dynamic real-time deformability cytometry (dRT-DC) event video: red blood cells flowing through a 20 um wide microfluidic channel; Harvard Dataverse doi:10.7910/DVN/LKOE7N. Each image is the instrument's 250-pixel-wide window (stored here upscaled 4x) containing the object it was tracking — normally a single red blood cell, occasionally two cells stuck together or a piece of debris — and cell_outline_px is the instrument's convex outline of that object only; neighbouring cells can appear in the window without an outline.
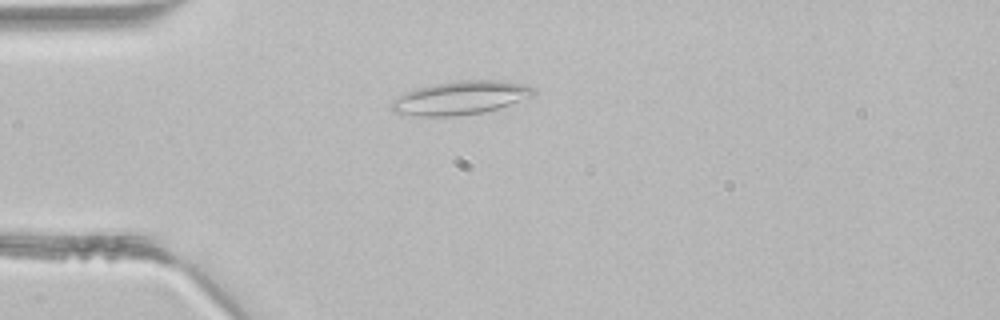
{"species": "common noctule bat (a hibernating species)", "species_latin": "Nyctalus noctula", "temperature_condition": "room temperature", "stored_images_in_passage": 2, "camera_frame_rate_fps": 3000, "um_per_image_px": 0.085, "animal": {"sex": "male", "body_mass_g": 21.5, "forearm_length_mm": 52.0}, "frame": {"image": 1, "passage_image": 2, "time_ms": 0.333, "image_size_px": [1000, 320], "cell_outline_px": [[536, 92], [532, 96], [484, 112], [456, 116], [416, 116], [392, 112], [392, 104], [404, 92], [416, 88], [432, 84], [460, 80], [500, 80], [528, 84], [536, 88]], "centroid_in_image_um": [39.17, 8.3], "position_along_channel_um": 45.8, "area_um2": 27.63}}